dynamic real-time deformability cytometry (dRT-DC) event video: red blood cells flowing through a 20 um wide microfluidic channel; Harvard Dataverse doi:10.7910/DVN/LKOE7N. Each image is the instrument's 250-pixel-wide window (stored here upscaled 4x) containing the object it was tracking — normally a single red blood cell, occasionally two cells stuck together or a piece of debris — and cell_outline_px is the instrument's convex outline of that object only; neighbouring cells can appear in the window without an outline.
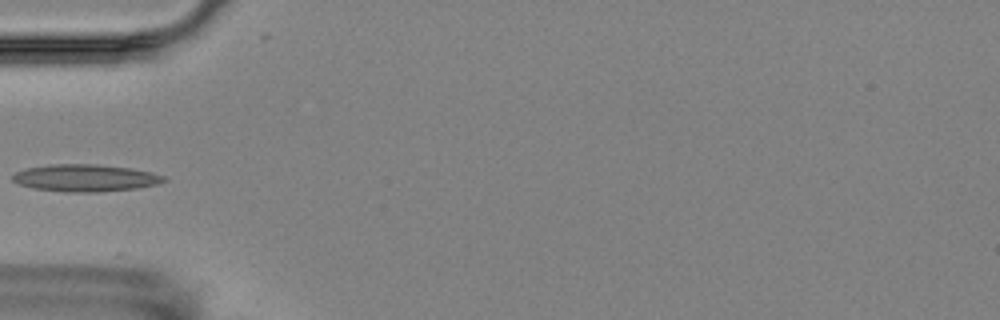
{"species": "Egyptian fruit bat (a non-hibernating species)", "species_latin": "Rousettus aegyptiacus", "temperature_condition": "room temperature", "stored_images_in_passage": 6, "camera_frame_rate_fps": 3000, "um_per_image_px": 0.085, "animal": {"sex": "female"}, "frame": {"image": 1, "passage_image": 4, "time_ms": 4.333, "image_size_px": [1000, 320], "cell_outline_px": [[168, 180], [156, 184], [136, 188], [100, 192], [64, 192], [32, 188], [20, 184], [12, 180], [12, 176], [16, 172], [28, 168], [48, 164], [96, 164], [132, 168], [152, 172], [164, 176]], "centroid_in_image_um": [7.26, 15.12], "position_along_channel_um": 77.7, "area_um2": 23.99}}